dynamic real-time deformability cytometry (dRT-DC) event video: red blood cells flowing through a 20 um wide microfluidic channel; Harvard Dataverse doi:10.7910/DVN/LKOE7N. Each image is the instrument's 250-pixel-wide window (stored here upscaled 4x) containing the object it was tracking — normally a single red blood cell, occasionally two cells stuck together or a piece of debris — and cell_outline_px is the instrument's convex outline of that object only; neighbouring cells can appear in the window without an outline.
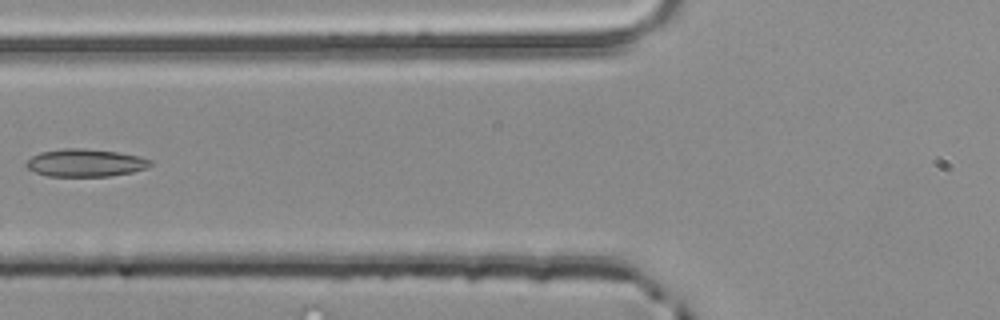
{"species": "common noctule bat (a hibernating species)", "species_latin": "Nyctalus noctula", "temperature_condition": "room temperature", "stored_images_in_passage": 4, "camera_frame_rate_fps": 3000, "um_per_image_px": 0.085, "animal": {"sex": "male", "body_mass_g": 20.4}, "frame": {"image": 1, "passage_image": 4, "time_ms": 1.0, "image_size_px": [1000, 320], "cell_outline_px": [[152, 164], [148, 168], [132, 172], [112, 176], [48, 176], [36, 172], [28, 168], [24, 164], [32, 156], [40, 152], [64, 148], [80, 148], [116, 152], [140, 156], [152, 160]], "centroid_in_image_um": [7.28, 13.84], "position_along_channel_um": 118.5, "area_um2": 20.0}}